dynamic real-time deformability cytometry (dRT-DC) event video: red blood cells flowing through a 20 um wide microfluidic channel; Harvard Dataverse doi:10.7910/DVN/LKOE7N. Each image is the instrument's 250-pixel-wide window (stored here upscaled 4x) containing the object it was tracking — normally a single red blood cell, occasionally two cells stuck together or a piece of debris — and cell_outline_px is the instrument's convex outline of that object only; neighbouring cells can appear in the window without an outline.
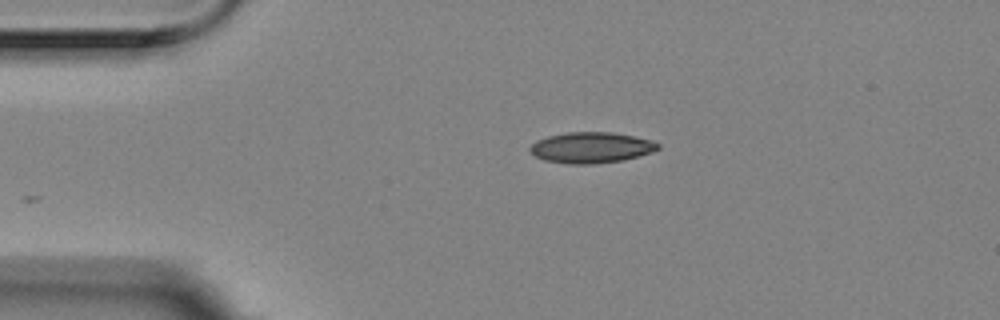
{"species": "Egyptian fruit bat (a non-hibernating species)", "species_latin": "Rousettus aegyptiacus", "temperature_condition": "room temperature", "stored_images_in_passage": 2, "camera_frame_rate_fps": 3000, "um_per_image_px": 0.085, "animal": {"sex": "female"}, "frame": {"image": 1, "passage_image": 2, "time_ms": 0.333, "image_size_px": [1000, 320], "cell_outline_px": [[660, 148], [652, 152], [620, 160], [592, 164], [572, 164], [544, 160], [536, 156], [528, 148], [536, 140], [548, 136], [568, 132], [612, 132], [652, 140], [660, 144]], "centroid_in_image_um": [50.24, 12.53], "position_along_channel_um": 34.8, "area_um2": 22.77}}